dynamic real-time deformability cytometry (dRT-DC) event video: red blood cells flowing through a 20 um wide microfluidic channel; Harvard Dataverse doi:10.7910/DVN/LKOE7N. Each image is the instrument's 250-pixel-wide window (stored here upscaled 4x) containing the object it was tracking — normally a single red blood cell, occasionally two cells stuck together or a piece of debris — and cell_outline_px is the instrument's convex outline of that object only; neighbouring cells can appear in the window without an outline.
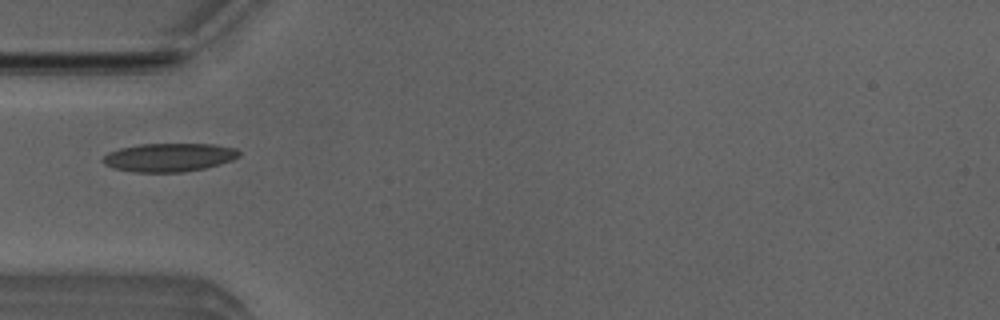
{"species": "Egyptian fruit bat (a non-hibernating species)", "species_latin": "Rousettus aegyptiacus", "temperature_condition": "room temperature", "stored_images_in_passage": 7, "camera_frame_rate_fps": 3000, "um_per_image_px": 0.085, "animal": {"sex": "male"}, "frame": {"image": 1, "passage_image": 4, "time_ms": 1.0, "image_size_px": [1000, 320], "cell_outline_px": [[240, 156], [232, 160], [220, 164], [204, 168], [184, 172], [136, 172], [112, 168], [104, 164], [100, 160], [108, 152], [120, 148], [140, 144], [212, 144], [236, 148], [240, 152]], "centroid_in_image_um": [14.36, 13.38], "position_along_channel_um": 70.6, "area_um2": 22.66}}
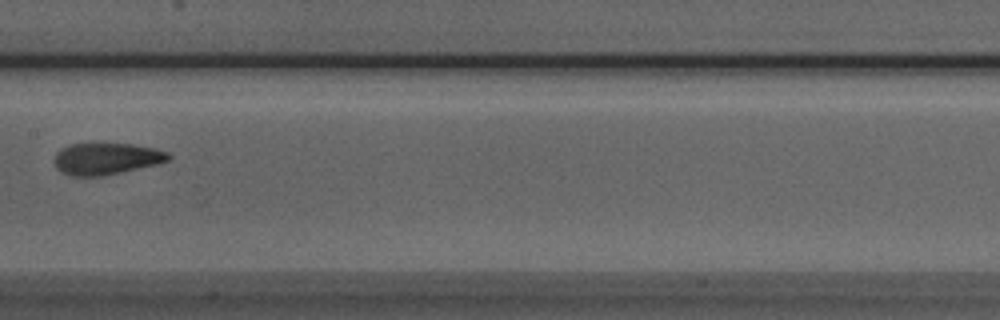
{"frame": {"image": 2, "passage_image": 7, "time_ms": 2.0, "image_size_px": [1000, 320], "cell_outline_px": [[172, 156], [168, 160], [156, 164], [120, 172], [100, 176], [72, 176], [60, 172], [56, 168], [52, 160], [56, 152], [60, 148], [68, 144], [132, 144], [156, 148], [168, 152]], "centroid_in_image_um": [8.98, 13.48], "position_along_channel_um": 198.4, "area_um2": 21.15}}